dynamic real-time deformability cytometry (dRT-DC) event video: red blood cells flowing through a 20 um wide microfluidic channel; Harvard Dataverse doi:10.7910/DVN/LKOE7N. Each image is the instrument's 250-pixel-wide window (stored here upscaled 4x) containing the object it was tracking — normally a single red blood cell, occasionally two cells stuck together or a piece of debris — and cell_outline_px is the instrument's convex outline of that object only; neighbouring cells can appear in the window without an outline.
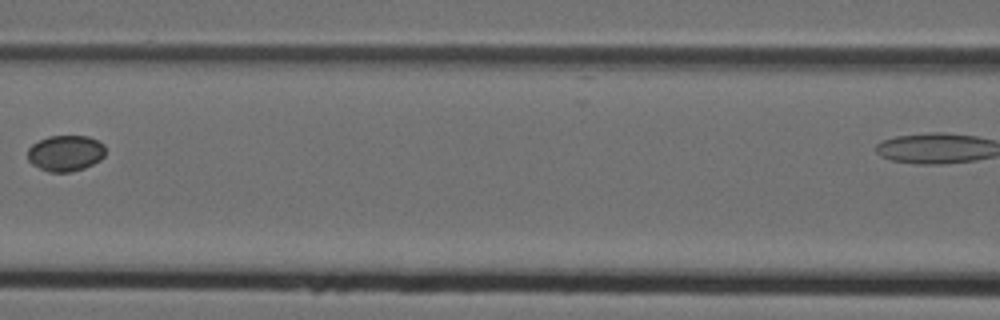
{"species": "Egyptian fruit bat (a non-hibernating species)", "species_latin": "Rousettus aegyptiacus", "temperature_condition": "cold", "stored_images_in_passage": 5, "segment_of_instrument_passage": [1, 2], "camera_frame_rate_fps": 3000, "um_per_image_px": 0.085, "animal": {"sex": "female"}, "frame": {"image": 1, "passage_image": 3, "time_ms": 0.667, "image_size_px": [1000, 320], "cell_outline_px": [[104, 156], [100, 160], [84, 168], [68, 172], [48, 172], [32, 164], [28, 160], [28, 148], [32, 144], [48, 136], [88, 136], [104, 144]], "centroid_in_image_um": [5.55, 13.02], "position_along_channel_um": 161.0, "area_um2": 16.24}}
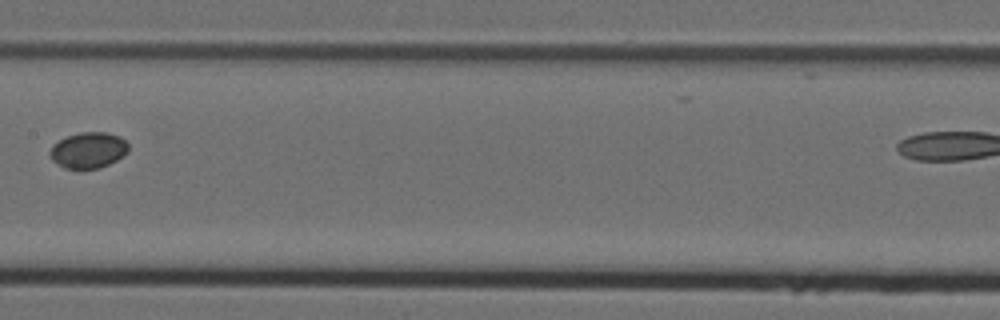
{"frame": {"image": 2, "passage_image": 4, "time_ms": 1.0, "image_size_px": [1000, 320], "cell_outline_px": [[128, 152], [124, 156], [100, 168], [64, 168], [52, 160], [48, 156], [48, 152], [52, 144], [68, 136], [80, 132], [108, 132], [120, 136], [128, 144]], "centroid_in_image_um": [7.5, 12.76], "position_along_channel_um": 199.9, "area_um2": 16.53}}